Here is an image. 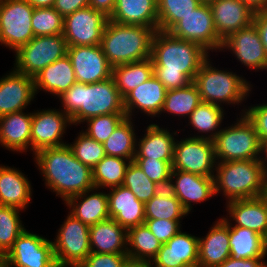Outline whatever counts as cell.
I'll list each match as a JSON object with an SVG mask.
<instances>
[{
	"label": "cell",
	"mask_w": 267,
	"mask_h": 267,
	"mask_svg": "<svg viewBox=\"0 0 267 267\" xmlns=\"http://www.w3.org/2000/svg\"><path fill=\"white\" fill-rule=\"evenodd\" d=\"M211 56L201 45L156 31L152 40L153 74L167 90L194 81L202 63Z\"/></svg>",
	"instance_id": "obj_1"
},
{
	"label": "cell",
	"mask_w": 267,
	"mask_h": 267,
	"mask_svg": "<svg viewBox=\"0 0 267 267\" xmlns=\"http://www.w3.org/2000/svg\"><path fill=\"white\" fill-rule=\"evenodd\" d=\"M33 160L44 186L63 202L95 187L92 169L79 161L67 144L40 150Z\"/></svg>",
	"instance_id": "obj_2"
},
{
	"label": "cell",
	"mask_w": 267,
	"mask_h": 267,
	"mask_svg": "<svg viewBox=\"0 0 267 267\" xmlns=\"http://www.w3.org/2000/svg\"><path fill=\"white\" fill-rule=\"evenodd\" d=\"M57 98L62 107L59 108L75 126L95 116L126 114L123 98L112 77L92 84L76 82Z\"/></svg>",
	"instance_id": "obj_3"
},
{
	"label": "cell",
	"mask_w": 267,
	"mask_h": 267,
	"mask_svg": "<svg viewBox=\"0 0 267 267\" xmlns=\"http://www.w3.org/2000/svg\"><path fill=\"white\" fill-rule=\"evenodd\" d=\"M215 194L226 203L265 195L267 177L261 159L217 162L214 172Z\"/></svg>",
	"instance_id": "obj_4"
},
{
	"label": "cell",
	"mask_w": 267,
	"mask_h": 267,
	"mask_svg": "<svg viewBox=\"0 0 267 267\" xmlns=\"http://www.w3.org/2000/svg\"><path fill=\"white\" fill-rule=\"evenodd\" d=\"M155 32L154 28L108 20L100 45L112 67L141 61L151 57Z\"/></svg>",
	"instance_id": "obj_5"
},
{
	"label": "cell",
	"mask_w": 267,
	"mask_h": 267,
	"mask_svg": "<svg viewBox=\"0 0 267 267\" xmlns=\"http://www.w3.org/2000/svg\"><path fill=\"white\" fill-rule=\"evenodd\" d=\"M210 56L202 63L195 76L194 83L198 88L201 101L235 107L242 106L252 93L253 85L243 75L234 71L214 67Z\"/></svg>",
	"instance_id": "obj_6"
},
{
	"label": "cell",
	"mask_w": 267,
	"mask_h": 267,
	"mask_svg": "<svg viewBox=\"0 0 267 267\" xmlns=\"http://www.w3.org/2000/svg\"><path fill=\"white\" fill-rule=\"evenodd\" d=\"M237 115L213 140L217 162L261 159L262 143L253 123L245 114Z\"/></svg>",
	"instance_id": "obj_7"
},
{
	"label": "cell",
	"mask_w": 267,
	"mask_h": 267,
	"mask_svg": "<svg viewBox=\"0 0 267 267\" xmlns=\"http://www.w3.org/2000/svg\"><path fill=\"white\" fill-rule=\"evenodd\" d=\"M67 47L63 34L34 37L15 52L13 68L34 78L46 66L64 57Z\"/></svg>",
	"instance_id": "obj_8"
},
{
	"label": "cell",
	"mask_w": 267,
	"mask_h": 267,
	"mask_svg": "<svg viewBox=\"0 0 267 267\" xmlns=\"http://www.w3.org/2000/svg\"><path fill=\"white\" fill-rule=\"evenodd\" d=\"M52 240L58 267H78L91 253L89 226L68 212Z\"/></svg>",
	"instance_id": "obj_9"
},
{
	"label": "cell",
	"mask_w": 267,
	"mask_h": 267,
	"mask_svg": "<svg viewBox=\"0 0 267 267\" xmlns=\"http://www.w3.org/2000/svg\"><path fill=\"white\" fill-rule=\"evenodd\" d=\"M34 11L25 0H1L0 2V45L15 53L35 36L31 19Z\"/></svg>",
	"instance_id": "obj_10"
},
{
	"label": "cell",
	"mask_w": 267,
	"mask_h": 267,
	"mask_svg": "<svg viewBox=\"0 0 267 267\" xmlns=\"http://www.w3.org/2000/svg\"><path fill=\"white\" fill-rule=\"evenodd\" d=\"M4 267H58L52 240L25 229L4 255Z\"/></svg>",
	"instance_id": "obj_11"
},
{
	"label": "cell",
	"mask_w": 267,
	"mask_h": 267,
	"mask_svg": "<svg viewBox=\"0 0 267 267\" xmlns=\"http://www.w3.org/2000/svg\"><path fill=\"white\" fill-rule=\"evenodd\" d=\"M217 160L212 140L182 137L175 142L172 169L214 177Z\"/></svg>",
	"instance_id": "obj_12"
},
{
	"label": "cell",
	"mask_w": 267,
	"mask_h": 267,
	"mask_svg": "<svg viewBox=\"0 0 267 267\" xmlns=\"http://www.w3.org/2000/svg\"><path fill=\"white\" fill-rule=\"evenodd\" d=\"M168 33L178 39L193 41L209 53L220 52L223 42L215 30L210 6L204 3L179 20Z\"/></svg>",
	"instance_id": "obj_13"
},
{
	"label": "cell",
	"mask_w": 267,
	"mask_h": 267,
	"mask_svg": "<svg viewBox=\"0 0 267 267\" xmlns=\"http://www.w3.org/2000/svg\"><path fill=\"white\" fill-rule=\"evenodd\" d=\"M109 20L103 12L87 6L64 17L63 36L67 46L100 45Z\"/></svg>",
	"instance_id": "obj_14"
},
{
	"label": "cell",
	"mask_w": 267,
	"mask_h": 267,
	"mask_svg": "<svg viewBox=\"0 0 267 267\" xmlns=\"http://www.w3.org/2000/svg\"><path fill=\"white\" fill-rule=\"evenodd\" d=\"M71 118L60 108H46L32 111L31 152L66 145L67 128L72 127Z\"/></svg>",
	"instance_id": "obj_15"
},
{
	"label": "cell",
	"mask_w": 267,
	"mask_h": 267,
	"mask_svg": "<svg viewBox=\"0 0 267 267\" xmlns=\"http://www.w3.org/2000/svg\"><path fill=\"white\" fill-rule=\"evenodd\" d=\"M227 50L248 70L267 71V53L254 23L228 36L220 52Z\"/></svg>",
	"instance_id": "obj_16"
},
{
	"label": "cell",
	"mask_w": 267,
	"mask_h": 267,
	"mask_svg": "<svg viewBox=\"0 0 267 267\" xmlns=\"http://www.w3.org/2000/svg\"><path fill=\"white\" fill-rule=\"evenodd\" d=\"M67 55L73 66L76 80L92 84L107 80L112 75L101 45L67 47Z\"/></svg>",
	"instance_id": "obj_17"
},
{
	"label": "cell",
	"mask_w": 267,
	"mask_h": 267,
	"mask_svg": "<svg viewBox=\"0 0 267 267\" xmlns=\"http://www.w3.org/2000/svg\"><path fill=\"white\" fill-rule=\"evenodd\" d=\"M170 191L179 199L183 208L190 214L195 204L215 197L214 178L172 169ZM193 205V206H192Z\"/></svg>",
	"instance_id": "obj_18"
},
{
	"label": "cell",
	"mask_w": 267,
	"mask_h": 267,
	"mask_svg": "<svg viewBox=\"0 0 267 267\" xmlns=\"http://www.w3.org/2000/svg\"><path fill=\"white\" fill-rule=\"evenodd\" d=\"M0 77V117L27 109L36 98L34 78L13 67Z\"/></svg>",
	"instance_id": "obj_19"
},
{
	"label": "cell",
	"mask_w": 267,
	"mask_h": 267,
	"mask_svg": "<svg viewBox=\"0 0 267 267\" xmlns=\"http://www.w3.org/2000/svg\"><path fill=\"white\" fill-rule=\"evenodd\" d=\"M225 205L228 213L226 217L224 215L221 217L229 226L251 229L267 241V198L265 195L233 200Z\"/></svg>",
	"instance_id": "obj_20"
},
{
	"label": "cell",
	"mask_w": 267,
	"mask_h": 267,
	"mask_svg": "<svg viewBox=\"0 0 267 267\" xmlns=\"http://www.w3.org/2000/svg\"><path fill=\"white\" fill-rule=\"evenodd\" d=\"M199 237L181 229L162 244L149 267H198Z\"/></svg>",
	"instance_id": "obj_21"
},
{
	"label": "cell",
	"mask_w": 267,
	"mask_h": 267,
	"mask_svg": "<svg viewBox=\"0 0 267 267\" xmlns=\"http://www.w3.org/2000/svg\"><path fill=\"white\" fill-rule=\"evenodd\" d=\"M166 92L164 85L153 75L123 98L126 117L136 118L135 116L140 112L141 115L144 113V116L153 118V120L154 117L159 119Z\"/></svg>",
	"instance_id": "obj_22"
},
{
	"label": "cell",
	"mask_w": 267,
	"mask_h": 267,
	"mask_svg": "<svg viewBox=\"0 0 267 267\" xmlns=\"http://www.w3.org/2000/svg\"><path fill=\"white\" fill-rule=\"evenodd\" d=\"M209 6L215 30L222 41L253 23L254 10L241 0H216Z\"/></svg>",
	"instance_id": "obj_23"
},
{
	"label": "cell",
	"mask_w": 267,
	"mask_h": 267,
	"mask_svg": "<svg viewBox=\"0 0 267 267\" xmlns=\"http://www.w3.org/2000/svg\"><path fill=\"white\" fill-rule=\"evenodd\" d=\"M149 125L145 126L146 129L142 132L143 136L137 138L136 154L134 158H151L159 159L166 162H173V154L175 149L177 131H171L166 126H159L157 123L151 121ZM163 126V127H162ZM171 131V132H170ZM175 135V136H174Z\"/></svg>",
	"instance_id": "obj_24"
},
{
	"label": "cell",
	"mask_w": 267,
	"mask_h": 267,
	"mask_svg": "<svg viewBox=\"0 0 267 267\" xmlns=\"http://www.w3.org/2000/svg\"><path fill=\"white\" fill-rule=\"evenodd\" d=\"M107 195L110 218L126 230L144 224V203L130 189L120 185L107 189Z\"/></svg>",
	"instance_id": "obj_25"
},
{
	"label": "cell",
	"mask_w": 267,
	"mask_h": 267,
	"mask_svg": "<svg viewBox=\"0 0 267 267\" xmlns=\"http://www.w3.org/2000/svg\"><path fill=\"white\" fill-rule=\"evenodd\" d=\"M32 112H14L0 117V145L16 153H31Z\"/></svg>",
	"instance_id": "obj_26"
},
{
	"label": "cell",
	"mask_w": 267,
	"mask_h": 267,
	"mask_svg": "<svg viewBox=\"0 0 267 267\" xmlns=\"http://www.w3.org/2000/svg\"><path fill=\"white\" fill-rule=\"evenodd\" d=\"M102 190V192L100 191ZM64 204L69 213L87 226L110 218L107 192L92 188L81 194L68 198Z\"/></svg>",
	"instance_id": "obj_27"
},
{
	"label": "cell",
	"mask_w": 267,
	"mask_h": 267,
	"mask_svg": "<svg viewBox=\"0 0 267 267\" xmlns=\"http://www.w3.org/2000/svg\"><path fill=\"white\" fill-rule=\"evenodd\" d=\"M207 234L199 236L198 267H216L230 257L229 225L219 217Z\"/></svg>",
	"instance_id": "obj_28"
},
{
	"label": "cell",
	"mask_w": 267,
	"mask_h": 267,
	"mask_svg": "<svg viewBox=\"0 0 267 267\" xmlns=\"http://www.w3.org/2000/svg\"><path fill=\"white\" fill-rule=\"evenodd\" d=\"M15 168L0 165V204L25 211L32 203L33 188L29 178Z\"/></svg>",
	"instance_id": "obj_29"
},
{
	"label": "cell",
	"mask_w": 267,
	"mask_h": 267,
	"mask_svg": "<svg viewBox=\"0 0 267 267\" xmlns=\"http://www.w3.org/2000/svg\"><path fill=\"white\" fill-rule=\"evenodd\" d=\"M76 82L75 72L67 54L46 66L34 77L36 95L43 90L56 99Z\"/></svg>",
	"instance_id": "obj_30"
},
{
	"label": "cell",
	"mask_w": 267,
	"mask_h": 267,
	"mask_svg": "<svg viewBox=\"0 0 267 267\" xmlns=\"http://www.w3.org/2000/svg\"><path fill=\"white\" fill-rule=\"evenodd\" d=\"M109 20L129 25H142L158 31L157 0H116Z\"/></svg>",
	"instance_id": "obj_31"
},
{
	"label": "cell",
	"mask_w": 267,
	"mask_h": 267,
	"mask_svg": "<svg viewBox=\"0 0 267 267\" xmlns=\"http://www.w3.org/2000/svg\"><path fill=\"white\" fill-rule=\"evenodd\" d=\"M90 249L94 253H127V230L114 219L89 227Z\"/></svg>",
	"instance_id": "obj_32"
},
{
	"label": "cell",
	"mask_w": 267,
	"mask_h": 267,
	"mask_svg": "<svg viewBox=\"0 0 267 267\" xmlns=\"http://www.w3.org/2000/svg\"><path fill=\"white\" fill-rule=\"evenodd\" d=\"M225 112V109L219 105L202 101L190 114L189 122L185 125L187 127L191 125L197 133L188 136L213 141L223 128L222 123L227 114Z\"/></svg>",
	"instance_id": "obj_33"
},
{
	"label": "cell",
	"mask_w": 267,
	"mask_h": 267,
	"mask_svg": "<svg viewBox=\"0 0 267 267\" xmlns=\"http://www.w3.org/2000/svg\"><path fill=\"white\" fill-rule=\"evenodd\" d=\"M267 241L248 228L229 226L230 256L234 259L266 258Z\"/></svg>",
	"instance_id": "obj_34"
},
{
	"label": "cell",
	"mask_w": 267,
	"mask_h": 267,
	"mask_svg": "<svg viewBox=\"0 0 267 267\" xmlns=\"http://www.w3.org/2000/svg\"><path fill=\"white\" fill-rule=\"evenodd\" d=\"M153 62L151 57L112 67V75L115 86L124 98L130 91L138 87L153 76Z\"/></svg>",
	"instance_id": "obj_35"
},
{
	"label": "cell",
	"mask_w": 267,
	"mask_h": 267,
	"mask_svg": "<svg viewBox=\"0 0 267 267\" xmlns=\"http://www.w3.org/2000/svg\"><path fill=\"white\" fill-rule=\"evenodd\" d=\"M135 119L125 118L103 143L105 154L133 161L137 138Z\"/></svg>",
	"instance_id": "obj_36"
},
{
	"label": "cell",
	"mask_w": 267,
	"mask_h": 267,
	"mask_svg": "<svg viewBox=\"0 0 267 267\" xmlns=\"http://www.w3.org/2000/svg\"><path fill=\"white\" fill-rule=\"evenodd\" d=\"M162 243L145 224L127 230V255L129 259L152 262Z\"/></svg>",
	"instance_id": "obj_37"
},
{
	"label": "cell",
	"mask_w": 267,
	"mask_h": 267,
	"mask_svg": "<svg viewBox=\"0 0 267 267\" xmlns=\"http://www.w3.org/2000/svg\"><path fill=\"white\" fill-rule=\"evenodd\" d=\"M201 102L198 88L192 81L185 87L167 90L160 115L167 113L169 116H177L178 120L181 117L186 120Z\"/></svg>",
	"instance_id": "obj_38"
},
{
	"label": "cell",
	"mask_w": 267,
	"mask_h": 267,
	"mask_svg": "<svg viewBox=\"0 0 267 267\" xmlns=\"http://www.w3.org/2000/svg\"><path fill=\"white\" fill-rule=\"evenodd\" d=\"M144 210L145 219L182 220L189 214L169 188H161L144 204Z\"/></svg>",
	"instance_id": "obj_39"
},
{
	"label": "cell",
	"mask_w": 267,
	"mask_h": 267,
	"mask_svg": "<svg viewBox=\"0 0 267 267\" xmlns=\"http://www.w3.org/2000/svg\"><path fill=\"white\" fill-rule=\"evenodd\" d=\"M131 160L106 155L92 169L94 186L100 189H110L123 184L126 169Z\"/></svg>",
	"instance_id": "obj_40"
},
{
	"label": "cell",
	"mask_w": 267,
	"mask_h": 267,
	"mask_svg": "<svg viewBox=\"0 0 267 267\" xmlns=\"http://www.w3.org/2000/svg\"><path fill=\"white\" fill-rule=\"evenodd\" d=\"M200 4L199 0H157L158 31L168 32Z\"/></svg>",
	"instance_id": "obj_41"
},
{
	"label": "cell",
	"mask_w": 267,
	"mask_h": 267,
	"mask_svg": "<svg viewBox=\"0 0 267 267\" xmlns=\"http://www.w3.org/2000/svg\"><path fill=\"white\" fill-rule=\"evenodd\" d=\"M21 211L23 212L21 209L0 204V254L2 255L6 254L26 229L22 224Z\"/></svg>",
	"instance_id": "obj_42"
},
{
	"label": "cell",
	"mask_w": 267,
	"mask_h": 267,
	"mask_svg": "<svg viewBox=\"0 0 267 267\" xmlns=\"http://www.w3.org/2000/svg\"><path fill=\"white\" fill-rule=\"evenodd\" d=\"M122 185L130 189L136 198L144 204L161 189L159 185L148 178L134 161L128 165Z\"/></svg>",
	"instance_id": "obj_43"
},
{
	"label": "cell",
	"mask_w": 267,
	"mask_h": 267,
	"mask_svg": "<svg viewBox=\"0 0 267 267\" xmlns=\"http://www.w3.org/2000/svg\"><path fill=\"white\" fill-rule=\"evenodd\" d=\"M64 17L54 7L34 8L31 25L35 37L63 34Z\"/></svg>",
	"instance_id": "obj_44"
},
{
	"label": "cell",
	"mask_w": 267,
	"mask_h": 267,
	"mask_svg": "<svg viewBox=\"0 0 267 267\" xmlns=\"http://www.w3.org/2000/svg\"><path fill=\"white\" fill-rule=\"evenodd\" d=\"M77 134L74 141L67 145L79 161L93 169L106 156L103 143L97 142L82 130Z\"/></svg>",
	"instance_id": "obj_45"
},
{
	"label": "cell",
	"mask_w": 267,
	"mask_h": 267,
	"mask_svg": "<svg viewBox=\"0 0 267 267\" xmlns=\"http://www.w3.org/2000/svg\"><path fill=\"white\" fill-rule=\"evenodd\" d=\"M125 118L126 114L95 116L82 123V126L86 124V129L82 131L97 142L104 143Z\"/></svg>",
	"instance_id": "obj_46"
},
{
	"label": "cell",
	"mask_w": 267,
	"mask_h": 267,
	"mask_svg": "<svg viewBox=\"0 0 267 267\" xmlns=\"http://www.w3.org/2000/svg\"><path fill=\"white\" fill-rule=\"evenodd\" d=\"M161 188H169L172 162L151 158H134L133 160Z\"/></svg>",
	"instance_id": "obj_47"
},
{
	"label": "cell",
	"mask_w": 267,
	"mask_h": 267,
	"mask_svg": "<svg viewBox=\"0 0 267 267\" xmlns=\"http://www.w3.org/2000/svg\"><path fill=\"white\" fill-rule=\"evenodd\" d=\"M182 220L145 219L144 224L162 243H167L182 229Z\"/></svg>",
	"instance_id": "obj_48"
},
{
	"label": "cell",
	"mask_w": 267,
	"mask_h": 267,
	"mask_svg": "<svg viewBox=\"0 0 267 267\" xmlns=\"http://www.w3.org/2000/svg\"><path fill=\"white\" fill-rule=\"evenodd\" d=\"M241 114H245L247 118L253 123L259 139L263 144L267 140V103L253 104L247 107L243 105Z\"/></svg>",
	"instance_id": "obj_49"
},
{
	"label": "cell",
	"mask_w": 267,
	"mask_h": 267,
	"mask_svg": "<svg viewBox=\"0 0 267 267\" xmlns=\"http://www.w3.org/2000/svg\"><path fill=\"white\" fill-rule=\"evenodd\" d=\"M129 259L127 253H94L91 252L78 267H123Z\"/></svg>",
	"instance_id": "obj_50"
},
{
	"label": "cell",
	"mask_w": 267,
	"mask_h": 267,
	"mask_svg": "<svg viewBox=\"0 0 267 267\" xmlns=\"http://www.w3.org/2000/svg\"><path fill=\"white\" fill-rule=\"evenodd\" d=\"M89 6V0H55L54 8L63 16Z\"/></svg>",
	"instance_id": "obj_51"
},
{
	"label": "cell",
	"mask_w": 267,
	"mask_h": 267,
	"mask_svg": "<svg viewBox=\"0 0 267 267\" xmlns=\"http://www.w3.org/2000/svg\"><path fill=\"white\" fill-rule=\"evenodd\" d=\"M266 258H249V259H234L233 257L227 258L222 264L216 267H265Z\"/></svg>",
	"instance_id": "obj_52"
},
{
	"label": "cell",
	"mask_w": 267,
	"mask_h": 267,
	"mask_svg": "<svg viewBox=\"0 0 267 267\" xmlns=\"http://www.w3.org/2000/svg\"><path fill=\"white\" fill-rule=\"evenodd\" d=\"M253 23L257 27L260 39L267 53V11L255 12Z\"/></svg>",
	"instance_id": "obj_53"
},
{
	"label": "cell",
	"mask_w": 267,
	"mask_h": 267,
	"mask_svg": "<svg viewBox=\"0 0 267 267\" xmlns=\"http://www.w3.org/2000/svg\"><path fill=\"white\" fill-rule=\"evenodd\" d=\"M115 2L116 0H89V6L110 17L114 11Z\"/></svg>",
	"instance_id": "obj_54"
},
{
	"label": "cell",
	"mask_w": 267,
	"mask_h": 267,
	"mask_svg": "<svg viewBox=\"0 0 267 267\" xmlns=\"http://www.w3.org/2000/svg\"><path fill=\"white\" fill-rule=\"evenodd\" d=\"M247 4L254 12L267 11V0H241Z\"/></svg>",
	"instance_id": "obj_55"
},
{
	"label": "cell",
	"mask_w": 267,
	"mask_h": 267,
	"mask_svg": "<svg viewBox=\"0 0 267 267\" xmlns=\"http://www.w3.org/2000/svg\"><path fill=\"white\" fill-rule=\"evenodd\" d=\"M34 8L53 7L55 0H25Z\"/></svg>",
	"instance_id": "obj_56"
},
{
	"label": "cell",
	"mask_w": 267,
	"mask_h": 267,
	"mask_svg": "<svg viewBox=\"0 0 267 267\" xmlns=\"http://www.w3.org/2000/svg\"><path fill=\"white\" fill-rule=\"evenodd\" d=\"M123 267H149V262L128 259Z\"/></svg>",
	"instance_id": "obj_57"
},
{
	"label": "cell",
	"mask_w": 267,
	"mask_h": 267,
	"mask_svg": "<svg viewBox=\"0 0 267 267\" xmlns=\"http://www.w3.org/2000/svg\"><path fill=\"white\" fill-rule=\"evenodd\" d=\"M261 162L267 177V140L262 144Z\"/></svg>",
	"instance_id": "obj_58"
},
{
	"label": "cell",
	"mask_w": 267,
	"mask_h": 267,
	"mask_svg": "<svg viewBox=\"0 0 267 267\" xmlns=\"http://www.w3.org/2000/svg\"><path fill=\"white\" fill-rule=\"evenodd\" d=\"M0 267H4V255L0 254Z\"/></svg>",
	"instance_id": "obj_59"
},
{
	"label": "cell",
	"mask_w": 267,
	"mask_h": 267,
	"mask_svg": "<svg viewBox=\"0 0 267 267\" xmlns=\"http://www.w3.org/2000/svg\"><path fill=\"white\" fill-rule=\"evenodd\" d=\"M201 3H204V4H209L213 1H216V0H199Z\"/></svg>",
	"instance_id": "obj_60"
},
{
	"label": "cell",
	"mask_w": 267,
	"mask_h": 267,
	"mask_svg": "<svg viewBox=\"0 0 267 267\" xmlns=\"http://www.w3.org/2000/svg\"><path fill=\"white\" fill-rule=\"evenodd\" d=\"M265 196H266V198H267V187H266V191H265Z\"/></svg>",
	"instance_id": "obj_61"
}]
</instances>
